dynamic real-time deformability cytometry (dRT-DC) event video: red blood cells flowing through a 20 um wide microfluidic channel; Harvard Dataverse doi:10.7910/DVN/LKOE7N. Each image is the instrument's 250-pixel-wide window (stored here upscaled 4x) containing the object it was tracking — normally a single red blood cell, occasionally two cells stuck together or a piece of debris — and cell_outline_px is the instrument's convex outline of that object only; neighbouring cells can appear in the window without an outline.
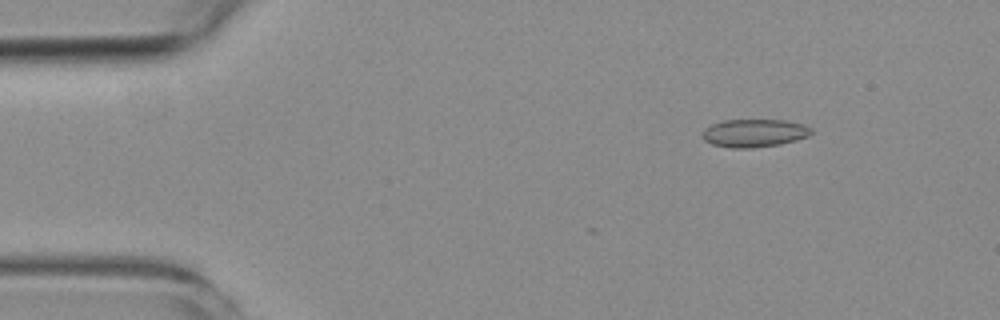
{"species": "common noctule bat (a hibernating species)", "species_latin": "Nyctalus noctula", "temperature_condition": "room temperature", "stored_images_in_passage": 5, "camera_frame_rate_fps": 3000, "um_per_image_px": 0.085, "animal": {"sex": "female", "body_mass_g": 19.3, "forearm_length_mm": 54.1}, "frame": {"image": 1, "passage_image": 2, "time_ms": 1.667, "image_size_px": [1000, 320], "cell_outline_px": [[812, 132], [808, 136], [796, 140], [780, 144], [752, 148], [732, 148], [712, 144], [704, 140], [700, 136], [712, 124], [724, 120], [784, 120], [804, 124], [812, 128]], "centroid_in_image_um": [64.13, 11.31], "position_along_channel_um": 20.9, "area_um2": 17.69}}
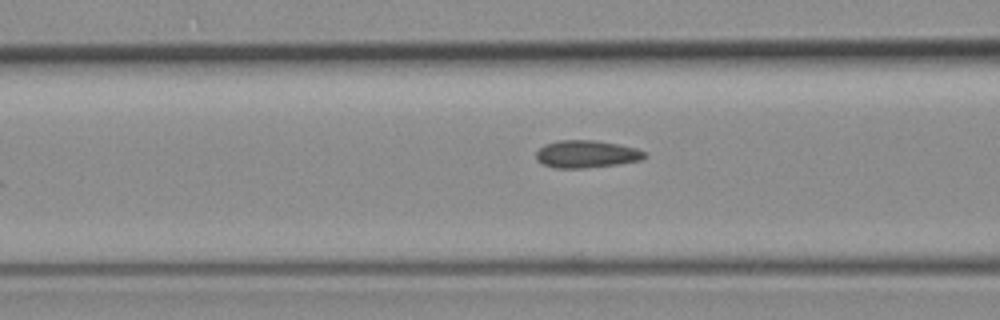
{"frame": {"image": 2, "passage_image": 5, "time_ms": 6.333, "image_size_px": [1000, 320], "cell_outline_px": [[644, 156], [640, 160], [616, 164], [584, 168], [556, 168], [544, 164], [536, 160], [536, 152], [544, 144], [560, 140], [596, 140], [636, 148], [644, 152]], "centroid_in_image_um": [49.79, 13.09], "position_along_channel_um": 116.8, "area_um2": 17.11}}